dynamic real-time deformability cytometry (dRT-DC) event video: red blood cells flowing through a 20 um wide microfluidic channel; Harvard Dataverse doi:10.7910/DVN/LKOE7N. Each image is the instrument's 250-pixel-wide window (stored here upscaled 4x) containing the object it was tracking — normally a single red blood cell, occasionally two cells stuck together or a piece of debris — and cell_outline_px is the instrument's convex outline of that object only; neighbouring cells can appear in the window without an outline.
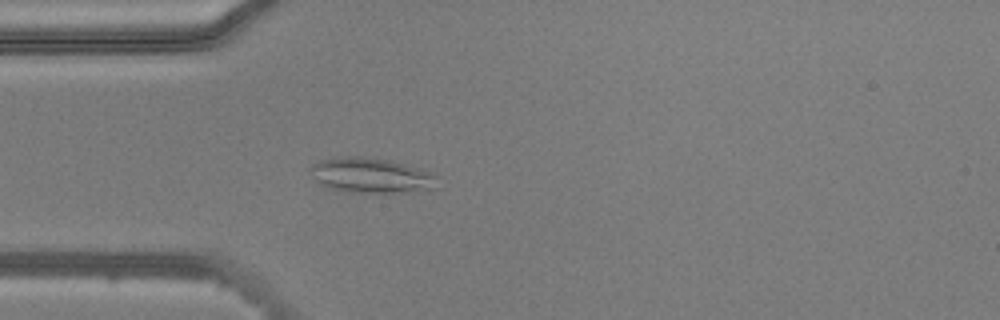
{"species": "common noctule bat (a hibernating species)", "species_latin": "Nyctalus noctula", "temperature_condition": "warm", "stored_images_in_passage": 52, "camera_frame_rate_fps": 3000, "um_per_image_px": 0.085, "animal": {"sex": "male", "body_mass_g": 20.5, "forearm_length_mm": 52.5}, "frame": {"image": 1, "passage_image": 14, "time_ms": 4.333, "image_size_px": [1000, 320], "cell_outline_px": [[436, 188], [404, 192], [348, 192], [328, 188], [320, 184], [308, 172], [308, 168], [312, 164], [320, 160], [332, 156], [360, 156], [392, 160], [432, 172], [436, 176]], "centroid_in_image_um": [31.48, 14.89], "position_along_channel_um": 53.5, "area_um2": 26.3}}
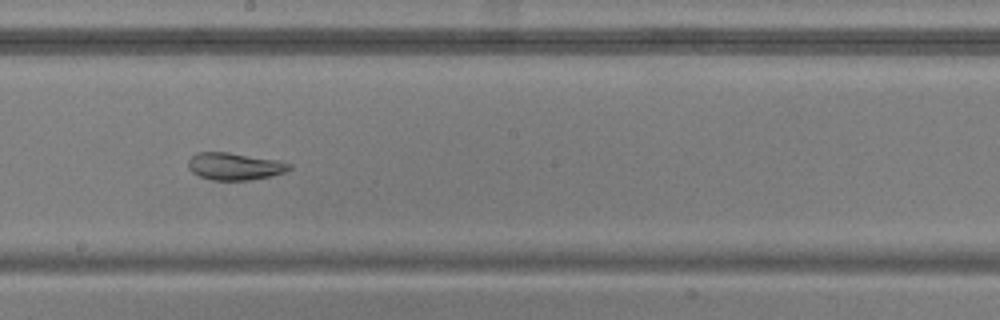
{"frame": {"image": 2, "passage_image": 28, "time_ms": 9.0, "image_size_px": [1000, 320], "cell_outline_px": [[292, 168], [284, 172], [272, 176], [248, 180], [212, 180], [200, 176], [192, 172], [188, 168], [188, 160], [196, 152], [228, 152], [280, 160], [292, 164]], "centroid_in_image_um": [19.96, 14.13], "position_along_channel_um": 228.2, "area_um2": 16.18}}
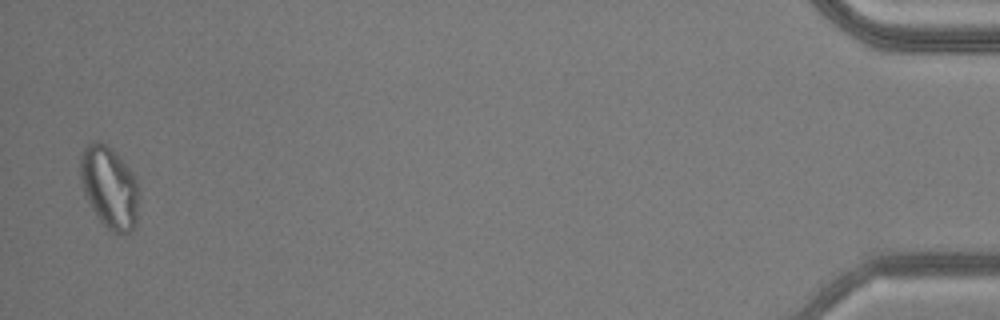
{"frame": {"image": 3, "passage_image": 51, "time_ms": 16.667, "image_size_px": [1000, 320], "cell_outline_px": [[140, 196], [136, 228], [124, 236], [112, 232], [100, 220], [92, 208], [84, 192], [80, 180], [80, 156], [84, 148], [88, 144], [96, 140], [112, 148], [132, 172], [136, 180], [140, 192]], "centroid_in_image_um": [9.34, 15.96], "position_along_channel_um": 425.9, "area_um2": 28.38}, "authors_computed_cell_mechanics": {"area_um2": 23.3512, "velocity_mm_per_s": 3.8275, "shape_relaxation_time_tau1_ms": null, "shape_relaxation_time_tau2_ms": 1.328, "deformation_change_tau1": null, "deformation_change_tau2": 0.062}}